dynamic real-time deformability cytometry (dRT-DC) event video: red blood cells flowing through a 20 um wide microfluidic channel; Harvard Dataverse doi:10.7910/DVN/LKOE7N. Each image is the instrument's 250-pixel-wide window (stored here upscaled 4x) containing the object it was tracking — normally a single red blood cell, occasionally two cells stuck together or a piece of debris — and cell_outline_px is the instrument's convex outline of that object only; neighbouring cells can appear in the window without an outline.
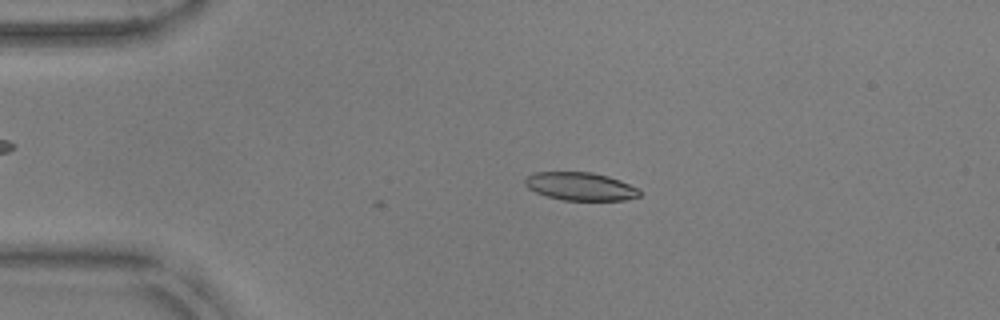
{"species": "common noctule bat (a hibernating species)", "species_latin": "Nyctalus noctula", "temperature_condition": "warm", "stored_images_in_passage": 13, "camera_frame_rate_fps": 3000, "um_per_image_px": 0.085, "animal": {"sex": "male", "body_mass_g": 17.9, "forearm_length_mm": 54.2}, "frame": {"image": 1, "passage_image": 1, "time_ms": 0.0, "image_size_px": [1000, 320], "cell_outline_px": [[640, 196], [624, 200], [564, 200], [548, 196], [536, 192], [528, 188], [524, 184], [524, 180], [528, 176], [536, 172], [592, 172], [608, 176], [620, 180], [636, 188], [640, 192]], "centroid_in_image_um": [49.32, 15.84], "position_along_channel_um": 35.7, "area_um2": 18.55}}